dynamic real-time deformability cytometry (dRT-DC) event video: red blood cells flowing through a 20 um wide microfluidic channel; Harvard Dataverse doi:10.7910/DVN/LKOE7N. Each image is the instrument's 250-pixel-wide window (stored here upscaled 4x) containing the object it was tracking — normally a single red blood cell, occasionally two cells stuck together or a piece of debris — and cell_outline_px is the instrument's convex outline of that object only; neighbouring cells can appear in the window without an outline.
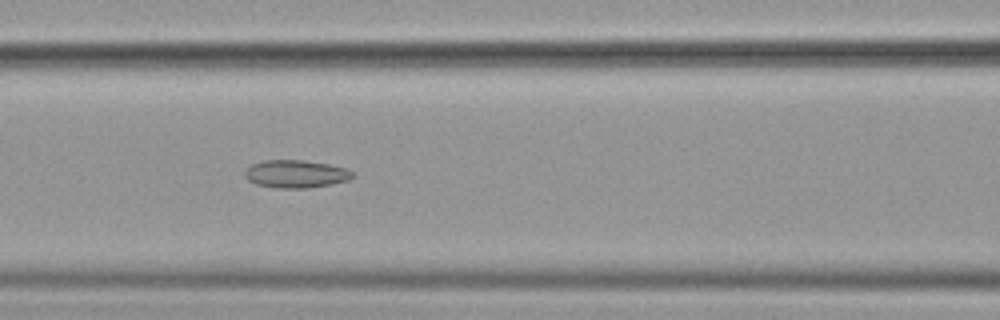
{"species": "common noctule bat (a hibernating species)", "species_latin": "Nyctalus noctula", "temperature_condition": "cold", "stored_images_in_passage": 44, "camera_frame_rate_fps": 3000, "um_per_image_px": 0.085, "animal": {"sex": "female", "body_mass_g": 19.9}, "frame": {"image": 1, "passage_image": 13, "time_ms": 4.0, "image_size_px": [1000, 320], "cell_outline_px": [[356, 176], [348, 180], [332, 184], [308, 188], [276, 188], [256, 184], [248, 180], [244, 176], [244, 172], [252, 164], [264, 160], [300, 160], [328, 164], [348, 168]], "centroid_in_image_um": [25.16, 14.79], "position_along_channel_um": 141.4, "area_um2": 17.51}}
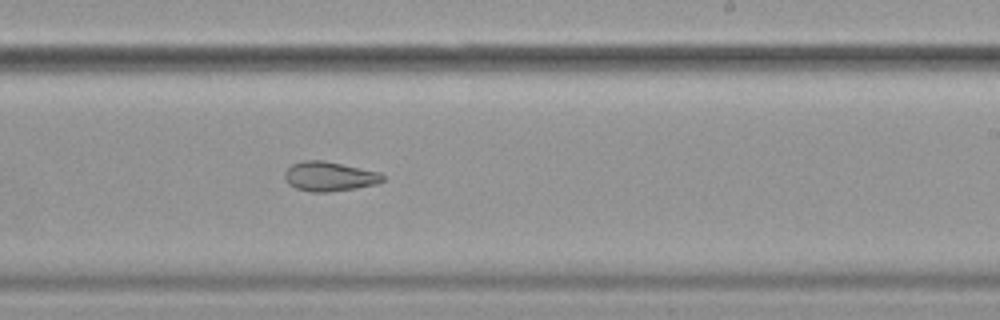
{"frame": {"image": 2, "passage_image": 23, "time_ms": 7.333, "image_size_px": [1000, 320], "cell_outline_px": [[384, 180], [376, 184], [356, 188], [328, 192], [312, 192], [296, 188], [288, 184], [284, 180], [284, 172], [292, 164], [304, 160], [324, 160], [380, 172], [384, 176]], "centroid_in_image_um": [27.98, 14.99], "position_along_channel_um": 261.0, "area_um2": 16.94}}
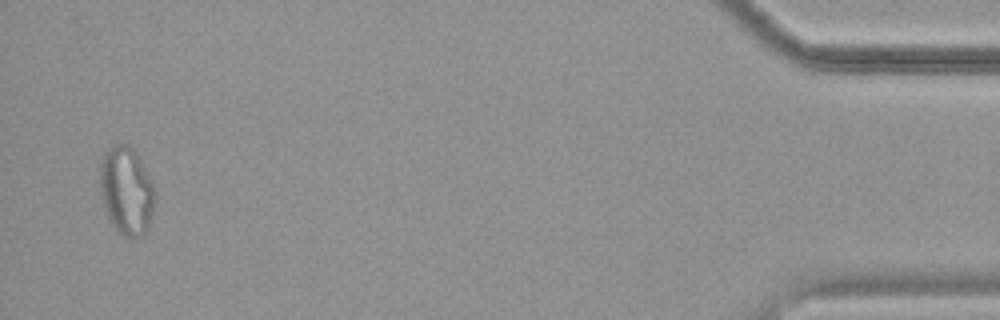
{"frame": {"image": 3, "passage_image": 43, "time_ms": 14.0, "image_size_px": [1000, 320], "cell_outline_px": [[156, 196], [152, 216], [144, 232], [136, 240], [124, 236], [116, 228], [108, 216], [104, 208], [100, 192], [100, 164], [104, 152], [112, 144], [128, 144], [136, 152], [152, 180], [156, 188]], "centroid_in_image_um": [10.76, 16.19], "position_along_channel_um": 424.4, "area_um2": 28.5}, "authors_computed_cell_mechanics": {"area_um2": 19.1607, "velocity_mm_per_s": 3.6086, "shape_relaxation_time_tau1_ms": null, "shape_relaxation_time_tau2_ms": 5.3535, "deformation_change_tau1": null, "deformation_change_tau2": 0.1223}}